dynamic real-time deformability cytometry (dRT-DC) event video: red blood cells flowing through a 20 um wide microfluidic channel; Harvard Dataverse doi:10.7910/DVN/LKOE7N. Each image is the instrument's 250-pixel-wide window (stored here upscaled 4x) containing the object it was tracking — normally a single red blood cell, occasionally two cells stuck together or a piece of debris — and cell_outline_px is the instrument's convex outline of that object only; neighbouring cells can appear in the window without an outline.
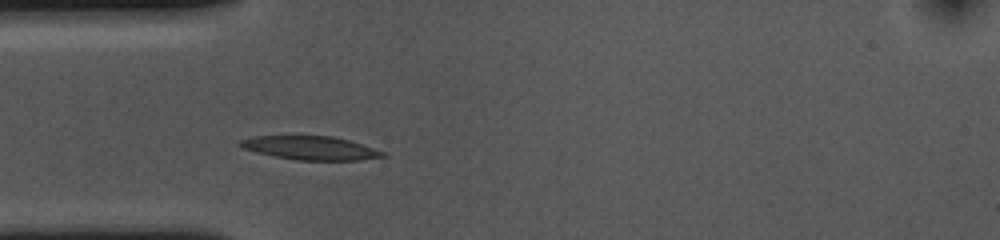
{"species": "common noctule bat (a hibernating species)", "species_latin": "Nyctalus noctula", "temperature_condition": "cold", "stored_images_in_passage": 31, "camera_frame_rate_fps": 3000, "um_per_image_px": 0.085, "animal": {"sex": "female", "body_mass_g": 10.0, "forearm_length_mm": 53.1}, "frame": {"image": 1, "passage_image": 1, "time_ms": 0.0, "image_size_px": [1000, 240], "cell_outline_px": [[388, 156], [360, 160], [296, 160], [256, 152], [244, 148], [236, 144], [240, 140], [252, 136], [332, 136], [348, 140], [388, 152]], "centroid_in_image_um": [26.43, 12.58], "position_along_channel_um": 58.6, "area_um2": 19.65}}
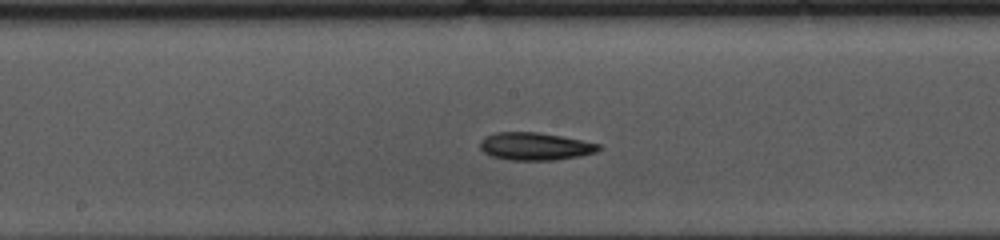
{"frame": {"image": 2, "passage_image": 13, "time_ms": 4.0, "image_size_px": [1000, 240], "cell_outline_px": [[600, 148], [596, 152], [580, 156], [552, 160], [512, 160], [492, 156], [484, 152], [480, 148], [480, 140], [484, 136], [496, 132], [536, 132], [560, 136], [600, 144]], "centroid_in_image_um": [45.45, 12.43], "position_along_channel_um": 202.8, "area_um2": 18.96}}
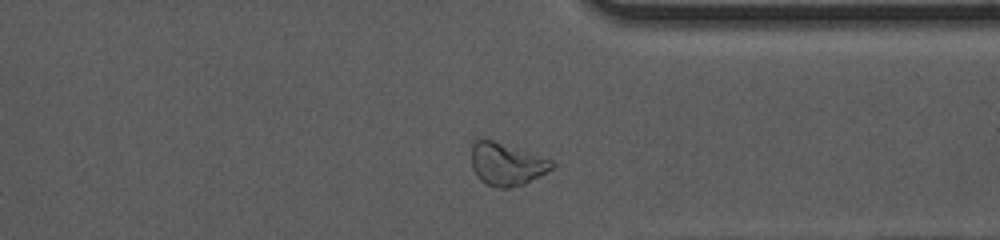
{"frame": {"image": 3, "passage_image": 27, "time_ms": 8.667, "image_size_px": [1000, 240], "cell_outline_px": [[556, 164], [552, 168], [524, 184], [508, 188], [500, 188], [488, 184], [480, 180], [472, 168], [472, 144], [476, 140], [492, 140], [552, 160]], "centroid_in_image_um": [43.04, 13.96], "position_along_channel_um": 368.4, "area_um2": 19.48}, "authors_computed_cell_mechanics": {"area_um2": 18.8428, "velocity_mm_per_s": 3.6231, "shape_relaxation_time_tau1_ms": 4.8076, "shape_relaxation_time_tau2_ms": 2.2535, "deformation_change_tau1": 0.1466, "deformation_change_tau2": 0.0748}}